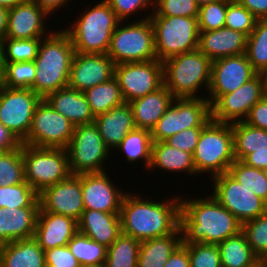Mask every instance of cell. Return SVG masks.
Returning a JSON list of instances; mask_svg holds the SVG:
<instances>
[{
	"instance_id": "cell-41",
	"label": "cell",
	"mask_w": 267,
	"mask_h": 267,
	"mask_svg": "<svg viewBox=\"0 0 267 267\" xmlns=\"http://www.w3.org/2000/svg\"><path fill=\"white\" fill-rule=\"evenodd\" d=\"M40 207L38 193L27 181L0 187V208Z\"/></svg>"
},
{
	"instance_id": "cell-31",
	"label": "cell",
	"mask_w": 267,
	"mask_h": 267,
	"mask_svg": "<svg viewBox=\"0 0 267 267\" xmlns=\"http://www.w3.org/2000/svg\"><path fill=\"white\" fill-rule=\"evenodd\" d=\"M154 167V168H153ZM157 169L172 172H187L196 176V168L193 161V154L171 147L165 141L153 142L151 163L149 169Z\"/></svg>"
},
{
	"instance_id": "cell-18",
	"label": "cell",
	"mask_w": 267,
	"mask_h": 267,
	"mask_svg": "<svg viewBox=\"0 0 267 267\" xmlns=\"http://www.w3.org/2000/svg\"><path fill=\"white\" fill-rule=\"evenodd\" d=\"M43 211L70 216L77 221L84 210L82 194V174H71L38 194Z\"/></svg>"
},
{
	"instance_id": "cell-38",
	"label": "cell",
	"mask_w": 267,
	"mask_h": 267,
	"mask_svg": "<svg viewBox=\"0 0 267 267\" xmlns=\"http://www.w3.org/2000/svg\"><path fill=\"white\" fill-rule=\"evenodd\" d=\"M246 56L257 73L267 75V19H257L247 39Z\"/></svg>"
},
{
	"instance_id": "cell-49",
	"label": "cell",
	"mask_w": 267,
	"mask_h": 267,
	"mask_svg": "<svg viewBox=\"0 0 267 267\" xmlns=\"http://www.w3.org/2000/svg\"><path fill=\"white\" fill-rule=\"evenodd\" d=\"M203 128H191L170 136L165 140L171 147L194 154Z\"/></svg>"
},
{
	"instance_id": "cell-25",
	"label": "cell",
	"mask_w": 267,
	"mask_h": 267,
	"mask_svg": "<svg viewBox=\"0 0 267 267\" xmlns=\"http://www.w3.org/2000/svg\"><path fill=\"white\" fill-rule=\"evenodd\" d=\"M78 232L108 248L122 234L119 213L84 209L78 220Z\"/></svg>"
},
{
	"instance_id": "cell-52",
	"label": "cell",
	"mask_w": 267,
	"mask_h": 267,
	"mask_svg": "<svg viewBox=\"0 0 267 267\" xmlns=\"http://www.w3.org/2000/svg\"><path fill=\"white\" fill-rule=\"evenodd\" d=\"M244 122L267 131V94L251 108Z\"/></svg>"
},
{
	"instance_id": "cell-62",
	"label": "cell",
	"mask_w": 267,
	"mask_h": 267,
	"mask_svg": "<svg viewBox=\"0 0 267 267\" xmlns=\"http://www.w3.org/2000/svg\"><path fill=\"white\" fill-rule=\"evenodd\" d=\"M260 264H261L263 267H267V253H266V255L260 260Z\"/></svg>"
},
{
	"instance_id": "cell-37",
	"label": "cell",
	"mask_w": 267,
	"mask_h": 267,
	"mask_svg": "<svg viewBox=\"0 0 267 267\" xmlns=\"http://www.w3.org/2000/svg\"><path fill=\"white\" fill-rule=\"evenodd\" d=\"M140 241L121 234L117 240L107 248L106 267H137Z\"/></svg>"
},
{
	"instance_id": "cell-23",
	"label": "cell",
	"mask_w": 267,
	"mask_h": 267,
	"mask_svg": "<svg viewBox=\"0 0 267 267\" xmlns=\"http://www.w3.org/2000/svg\"><path fill=\"white\" fill-rule=\"evenodd\" d=\"M248 36L226 27L199 31L198 49L211 61L246 53Z\"/></svg>"
},
{
	"instance_id": "cell-39",
	"label": "cell",
	"mask_w": 267,
	"mask_h": 267,
	"mask_svg": "<svg viewBox=\"0 0 267 267\" xmlns=\"http://www.w3.org/2000/svg\"><path fill=\"white\" fill-rule=\"evenodd\" d=\"M228 173L267 203V178L262 169L250 167L240 160H235L228 169Z\"/></svg>"
},
{
	"instance_id": "cell-32",
	"label": "cell",
	"mask_w": 267,
	"mask_h": 267,
	"mask_svg": "<svg viewBox=\"0 0 267 267\" xmlns=\"http://www.w3.org/2000/svg\"><path fill=\"white\" fill-rule=\"evenodd\" d=\"M222 267H257L260 259L247 243L245 234L240 231L217 244Z\"/></svg>"
},
{
	"instance_id": "cell-55",
	"label": "cell",
	"mask_w": 267,
	"mask_h": 267,
	"mask_svg": "<svg viewBox=\"0 0 267 267\" xmlns=\"http://www.w3.org/2000/svg\"><path fill=\"white\" fill-rule=\"evenodd\" d=\"M246 165L250 167H255L257 169L267 168V147L262 149H257L252 153H249L243 160Z\"/></svg>"
},
{
	"instance_id": "cell-48",
	"label": "cell",
	"mask_w": 267,
	"mask_h": 267,
	"mask_svg": "<svg viewBox=\"0 0 267 267\" xmlns=\"http://www.w3.org/2000/svg\"><path fill=\"white\" fill-rule=\"evenodd\" d=\"M190 267H222L217 244H187Z\"/></svg>"
},
{
	"instance_id": "cell-9",
	"label": "cell",
	"mask_w": 267,
	"mask_h": 267,
	"mask_svg": "<svg viewBox=\"0 0 267 267\" xmlns=\"http://www.w3.org/2000/svg\"><path fill=\"white\" fill-rule=\"evenodd\" d=\"M25 181L39 194L67 179L72 173L67 150L22 144Z\"/></svg>"
},
{
	"instance_id": "cell-51",
	"label": "cell",
	"mask_w": 267,
	"mask_h": 267,
	"mask_svg": "<svg viewBox=\"0 0 267 267\" xmlns=\"http://www.w3.org/2000/svg\"><path fill=\"white\" fill-rule=\"evenodd\" d=\"M45 264L51 267H80L67 245L45 251Z\"/></svg>"
},
{
	"instance_id": "cell-8",
	"label": "cell",
	"mask_w": 267,
	"mask_h": 267,
	"mask_svg": "<svg viewBox=\"0 0 267 267\" xmlns=\"http://www.w3.org/2000/svg\"><path fill=\"white\" fill-rule=\"evenodd\" d=\"M155 40L157 60L198 49L199 29L197 17L150 16Z\"/></svg>"
},
{
	"instance_id": "cell-65",
	"label": "cell",
	"mask_w": 267,
	"mask_h": 267,
	"mask_svg": "<svg viewBox=\"0 0 267 267\" xmlns=\"http://www.w3.org/2000/svg\"><path fill=\"white\" fill-rule=\"evenodd\" d=\"M263 171H264V173H265V176H266V178H267V168H266V169H264Z\"/></svg>"
},
{
	"instance_id": "cell-6",
	"label": "cell",
	"mask_w": 267,
	"mask_h": 267,
	"mask_svg": "<svg viewBox=\"0 0 267 267\" xmlns=\"http://www.w3.org/2000/svg\"><path fill=\"white\" fill-rule=\"evenodd\" d=\"M231 123L210 121L201 131L193 161L196 175L214 176L227 173L235 161Z\"/></svg>"
},
{
	"instance_id": "cell-53",
	"label": "cell",
	"mask_w": 267,
	"mask_h": 267,
	"mask_svg": "<svg viewBox=\"0 0 267 267\" xmlns=\"http://www.w3.org/2000/svg\"><path fill=\"white\" fill-rule=\"evenodd\" d=\"M164 267H190L187 244L182 242L171 254Z\"/></svg>"
},
{
	"instance_id": "cell-64",
	"label": "cell",
	"mask_w": 267,
	"mask_h": 267,
	"mask_svg": "<svg viewBox=\"0 0 267 267\" xmlns=\"http://www.w3.org/2000/svg\"><path fill=\"white\" fill-rule=\"evenodd\" d=\"M80 267H106L105 265H100V266H80Z\"/></svg>"
},
{
	"instance_id": "cell-3",
	"label": "cell",
	"mask_w": 267,
	"mask_h": 267,
	"mask_svg": "<svg viewBox=\"0 0 267 267\" xmlns=\"http://www.w3.org/2000/svg\"><path fill=\"white\" fill-rule=\"evenodd\" d=\"M74 46L64 31L49 32L42 38L35 63V80L31 89L41 98L68 86Z\"/></svg>"
},
{
	"instance_id": "cell-61",
	"label": "cell",
	"mask_w": 267,
	"mask_h": 267,
	"mask_svg": "<svg viewBox=\"0 0 267 267\" xmlns=\"http://www.w3.org/2000/svg\"><path fill=\"white\" fill-rule=\"evenodd\" d=\"M2 69H3V65H2V49H1V45H0V82L2 81Z\"/></svg>"
},
{
	"instance_id": "cell-10",
	"label": "cell",
	"mask_w": 267,
	"mask_h": 267,
	"mask_svg": "<svg viewBox=\"0 0 267 267\" xmlns=\"http://www.w3.org/2000/svg\"><path fill=\"white\" fill-rule=\"evenodd\" d=\"M211 121L209 101L204 97L175 98L151 131L153 142L191 128H204Z\"/></svg>"
},
{
	"instance_id": "cell-34",
	"label": "cell",
	"mask_w": 267,
	"mask_h": 267,
	"mask_svg": "<svg viewBox=\"0 0 267 267\" xmlns=\"http://www.w3.org/2000/svg\"><path fill=\"white\" fill-rule=\"evenodd\" d=\"M92 114L98 116L125 103L117 80L98 84L84 92Z\"/></svg>"
},
{
	"instance_id": "cell-27",
	"label": "cell",
	"mask_w": 267,
	"mask_h": 267,
	"mask_svg": "<svg viewBox=\"0 0 267 267\" xmlns=\"http://www.w3.org/2000/svg\"><path fill=\"white\" fill-rule=\"evenodd\" d=\"M45 100L75 126L94 123L95 117L84 92L67 86L49 94Z\"/></svg>"
},
{
	"instance_id": "cell-46",
	"label": "cell",
	"mask_w": 267,
	"mask_h": 267,
	"mask_svg": "<svg viewBox=\"0 0 267 267\" xmlns=\"http://www.w3.org/2000/svg\"><path fill=\"white\" fill-rule=\"evenodd\" d=\"M227 0H219L199 7V31H212L225 26Z\"/></svg>"
},
{
	"instance_id": "cell-29",
	"label": "cell",
	"mask_w": 267,
	"mask_h": 267,
	"mask_svg": "<svg viewBox=\"0 0 267 267\" xmlns=\"http://www.w3.org/2000/svg\"><path fill=\"white\" fill-rule=\"evenodd\" d=\"M45 251L34 239L0 245V267H44Z\"/></svg>"
},
{
	"instance_id": "cell-16",
	"label": "cell",
	"mask_w": 267,
	"mask_h": 267,
	"mask_svg": "<svg viewBox=\"0 0 267 267\" xmlns=\"http://www.w3.org/2000/svg\"><path fill=\"white\" fill-rule=\"evenodd\" d=\"M41 100L32 89L3 87L0 122L22 142L28 135L34 110Z\"/></svg>"
},
{
	"instance_id": "cell-60",
	"label": "cell",
	"mask_w": 267,
	"mask_h": 267,
	"mask_svg": "<svg viewBox=\"0 0 267 267\" xmlns=\"http://www.w3.org/2000/svg\"><path fill=\"white\" fill-rule=\"evenodd\" d=\"M197 5L200 7L202 5H205V4H209V3H212V2H216V1H219V0H195Z\"/></svg>"
},
{
	"instance_id": "cell-50",
	"label": "cell",
	"mask_w": 267,
	"mask_h": 267,
	"mask_svg": "<svg viewBox=\"0 0 267 267\" xmlns=\"http://www.w3.org/2000/svg\"><path fill=\"white\" fill-rule=\"evenodd\" d=\"M120 21L154 4V0H105ZM152 3V4H151Z\"/></svg>"
},
{
	"instance_id": "cell-28",
	"label": "cell",
	"mask_w": 267,
	"mask_h": 267,
	"mask_svg": "<svg viewBox=\"0 0 267 267\" xmlns=\"http://www.w3.org/2000/svg\"><path fill=\"white\" fill-rule=\"evenodd\" d=\"M174 99L163 85L158 90L129 102L136 128L152 131Z\"/></svg>"
},
{
	"instance_id": "cell-57",
	"label": "cell",
	"mask_w": 267,
	"mask_h": 267,
	"mask_svg": "<svg viewBox=\"0 0 267 267\" xmlns=\"http://www.w3.org/2000/svg\"><path fill=\"white\" fill-rule=\"evenodd\" d=\"M41 8H43L49 15L62 8L69 0H33ZM63 5V6H62Z\"/></svg>"
},
{
	"instance_id": "cell-56",
	"label": "cell",
	"mask_w": 267,
	"mask_h": 267,
	"mask_svg": "<svg viewBox=\"0 0 267 267\" xmlns=\"http://www.w3.org/2000/svg\"><path fill=\"white\" fill-rule=\"evenodd\" d=\"M257 19H267V0H237Z\"/></svg>"
},
{
	"instance_id": "cell-20",
	"label": "cell",
	"mask_w": 267,
	"mask_h": 267,
	"mask_svg": "<svg viewBox=\"0 0 267 267\" xmlns=\"http://www.w3.org/2000/svg\"><path fill=\"white\" fill-rule=\"evenodd\" d=\"M108 176L106 171L82 174L84 209L120 213L121 202L126 192L113 185Z\"/></svg>"
},
{
	"instance_id": "cell-63",
	"label": "cell",
	"mask_w": 267,
	"mask_h": 267,
	"mask_svg": "<svg viewBox=\"0 0 267 267\" xmlns=\"http://www.w3.org/2000/svg\"><path fill=\"white\" fill-rule=\"evenodd\" d=\"M3 85H2V82H0V97H1V94H2V89H3Z\"/></svg>"
},
{
	"instance_id": "cell-7",
	"label": "cell",
	"mask_w": 267,
	"mask_h": 267,
	"mask_svg": "<svg viewBox=\"0 0 267 267\" xmlns=\"http://www.w3.org/2000/svg\"><path fill=\"white\" fill-rule=\"evenodd\" d=\"M117 25L110 40L107 55L115 65L127 62H145L157 59L155 51L154 29L149 19Z\"/></svg>"
},
{
	"instance_id": "cell-19",
	"label": "cell",
	"mask_w": 267,
	"mask_h": 267,
	"mask_svg": "<svg viewBox=\"0 0 267 267\" xmlns=\"http://www.w3.org/2000/svg\"><path fill=\"white\" fill-rule=\"evenodd\" d=\"M114 61L107 54L78 53L72 58L68 87L85 92L114 77Z\"/></svg>"
},
{
	"instance_id": "cell-2",
	"label": "cell",
	"mask_w": 267,
	"mask_h": 267,
	"mask_svg": "<svg viewBox=\"0 0 267 267\" xmlns=\"http://www.w3.org/2000/svg\"><path fill=\"white\" fill-rule=\"evenodd\" d=\"M180 200L160 203L126 192L119 213L122 233L140 242L174 233L180 227Z\"/></svg>"
},
{
	"instance_id": "cell-33",
	"label": "cell",
	"mask_w": 267,
	"mask_h": 267,
	"mask_svg": "<svg viewBox=\"0 0 267 267\" xmlns=\"http://www.w3.org/2000/svg\"><path fill=\"white\" fill-rule=\"evenodd\" d=\"M234 156L242 161L249 153L267 147V131L252 127L244 121L231 123Z\"/></svg>"
},
{
	"instance_id": "cell-35",
	"label": "cell",
	"mask_w": 267,
	"mask_h": 267,
	"mask_svg": "<svg viewBox=\"0 0 267 267\" xmlns=\"http://www.w3.org/2000/svg\"><path fill=\"white\" fill-rule=\"evenodd\" d=\"M152 144L151 131L135 128L126 135L116 149L124 152L126 161L134 163L141 159L145 163L146 168L149 169Z\"/></svg>"
},
{
	"instance_id": "cell-5",
	"label": "cell",
	"mask_w": 267,
	"mask_h": 267,
	"mask_svg": "<svg viewBox=\"0 0 267 267\" xmlns=\"http://www.w3.org/2000/svg\"><path fill=\"white\" fill-rule=\"evenodd\" d=\"M100 2L84 12L69 29H63L75 52L107 54L113 31L120 20L105 0Z\"/></svg>"
},
{
	"instance_id": "cell-15",
	"label": "cell",
	"mask_w": 267,
	"mask_h": 267,
	"mask_svg": "<svg viewBox=\"0 0 267 267\" xmlns=\"http://www.w3.org/2000/svg\"><path fill=\"white\" fill-rule=\"evenodd\" d=\"M213 197L242 224L267 211V203L238 183L228 172L213 178Z\"/></svg>"
},
{
	"instance_id": "cell-40",
	"label": "cell",
	"mask_w": 267,
	"mask_h": 267,
	"mask_svg": "<svg viewBox=\"0 0 267 267\" xmlns=\"http://www.w3.org/2000/svg\"><path fill=\"white\" fill-rule=\"evenodd\" d=\"M2 65L4 87L31 89L36 72L34 61L2 62Z\"/></svg>"
},
{
	"instance_id": "cell-14",
	"label": "cell",
	"mask_w": 267,
	"mask_h": 267,
	"mask_svg": "<svg viewBox=\"0 0 267 267\" xmlns=\"http://www.w3.org/2000/svg\"><path fill=\"white\" fill-rule=\"evenodd\" d=\"M114 78L119 84L125 103H129L164 85L163 64L157 59L117 64Z\"/></svg>"
},
{
	"instance_id": "cell-59",
	"label": "cell",
	"mask_w": 267,
	"mask_h": 267,
	"mask_svg": "<svg viewBox=\"0 0 267 267\" xmlns=\"http://www.w3.org/2000/svg\"><path fill=\"white\" fill-rule=\"evenodd\" d=\"M25 0H0V6L11 9Z\"/></svg>"
},
{
	"instance_id": "cell-24",
	"label": "cell",
	"mask_w": 267,
	"mask_h": 267,
	"mask_svg": "<svg viewBox=\"0 0 267 267\" xmlns=\"http://www.w3.org/2000/svg\"><path fill=\"white\" fill-rule=\"evenodd\" d=\"M39 208H0V245L34 238Z\"/></svg>"
},
{
	"instance_id": "cell-17",
	"label": "cell",
	"mask_w": 267,
	"mask_h": 267,
	"mask_svg": "<svg viewBox=\"0 0 267 267\" xmlns=\"http://www.w3.org/2000/svg\"><path fill=\"white\" fill-rule=\"evenodd\" d=\"M256 74L246 53L212 61L208 91L210 98L206 97L210 106L221 95L234 92Z\"/></svg>"
},
{
	"instance_id": "cell-44",
	"label": "cell",
	"mask_w": 267,
	"mask_h": 267,
	"mask_svg": "<svg viewBox=\"0 0 267 267\" xmlns=\"http://www.w3.org/2000/svg\"><path fill=\"white\" fill-rule=\"evenodd\" d=\"M253 253L261 260L267 253V211L242 224L241 230Z\"/></svg>"
},
{
	"instance_id": "cell-43",
	"label": "cell",
	"mask_w": 267,
	"mask_h": 267,
	"mask_svg": "<svg viewBox=\"0 0 267 267\" xmlns=\"http://www.w3.org/2000/svg\"><path fill=\"white\" fill-rule=\"evenodd\" d=\"M25 181L22 145L0 154V187L12 186Z\"/></svg>"
},
{
	"instance_id": "cell-1",
	"label": "cell",
	"mask_w": 267,
	"mask_h": 267,
	"mask_svg": "<svg viewBox=\"0 0 267 267\" xmlns=\"http://www.w3.org/2000/svg\"><path fill=\"white\" fill-rule=\"evenodd\" d=\"M196 198L180 200V227L184 244H218L242 230V223L213 195Z\"/></svg>"
},
{
	"instance_id": "cell-22",
	"label": "cell",
	"mask_w": 267,
	"mask_h": 267,
	"mask_svg": "<svg viewBox=\"0 0 267 267\" xmlns=\"http://www.w3.org/2000/svg\"><path fill=\"white\" fill-rule=\"evenodd\" d=\"M77 232L78 221L76 219L39 208L34 239L44 251L68 245Z\"/></svg>"
},
{
	"instance_id": "cell-11",
	"label": "cell",
	"mask_w": 267,
	"mask_h": 267,
	"mask_svg": "<svg viewBox=\"0 0 267 267\" xmlns=\"http://www.w3.org/2000/svg\"><path fill=\"white\" fill-rule=\"evenodd\" d=\"M72 174L105 172L102 166L111 151L94 123L77 125L66 148Z\"/></svg>"
},
{
	"instance_id": "cell-4",
	"label": "cell",
	"mask_w": 267,
	"mask_h": 267,
	"mask_svg": "<svg viewBox=\"0 0 267 267\" xmlns=\"http://www.w3.org/2000/svg\"><path fill=\"white\" fill-rule=\"evenodd\" d=\"M164 86L174 98H198L203 85L209 90L212 61L199 49L162 62Z\"/></svg>"
},
{
	"instance_id": "cell-30",
	"label": "cell",
	"mask_w": 267,
	"mask_h": 267,
	"mask_svg": "<svg viewBox=\"0 0 267 267\" xmlns=\"http://www.w3.org/2000/svg\"><path fill=\"white\" fill-rule=\"evenodd\" d=\"M182 242L181 227L174 233L141 241L137 267H164Z\"/></svg>"
},
{
	"instance_id": "cell-26",
	"label": "cell",
	"mask_w": 267,
	"mask_h": 267,
	"mask_svg": "<svg viewBox=\"0 0 267 267\" xmlns=\"http://www.w3.org/2000/svg\"><path fill=\"white\" fill-rule=\"evenodd\" d=\"M94 124L110 150L116 148L126 135L136 128L129 103H124L111 108L106 113L95 116Z\"/></svg>"
},
{
	"instance_id": "cell-36",
	"label": "cell",
	"mask_w": 267,
	"mask_h": 267,
	"mask_svg": "<svg viewBox=\"0 0 267 267\" xmlns=\"http://www.w3.org/2000/svg\"><path fill=\"white\" fill-rule=\"evenodd\" d=\"M82 266L105 265L107 247L77 232L67 245Z\"/></svg>"
},
{
	"instance_id": "cell-47",
	"label": "cell",
	"mask_w": 267,
	"mask_h": 267,
	"mask_svg": "<svg viewBox=\"0 0 267 267\" xmlns=\"http://www.w3.org/2000/svg\"><path fill=\"white\" fill-rule=\"evenodd\" d=\"M152 8L151 16L198 17L199 11L195 0H154Z\"/></svg>"
},
{
	"instance_id": "cell-13",
	"label": "cell",
	"mask_w": 267,
	"mask_h": 267,
	"mask_svg": "<svg viewBox=\"0 0 267 267\" xmlns=\"http://www.w3.org/2000/svg\"><path fill=\"white\" fill-rule=\"evenodd\" d=\"M266 94L267 75L257 73L234 92L221 95L210 106L211 120L218 123L244 121L251 108Z\"/></svg>"
},
{
	"instance_id": "cell-12",
	"label": "cell",
	"mask_w": 267,
	"mask_h": 267,
	"mask_svg": "<svg viewBox=\"0 0 267 267\" xmlns=\"http://www.w3.org/2000/svg\"><path fill=\"white\" fill-rule=\"evenodd\" d=\"M74 128V124L42 99L34 110L28 135L22 144L66 149L72 139Z\"/></svg>"
},
{
	"instance_id": "cell-42",
	"label": "cell",
	"mask_w": 267,
	"mask_h": 267,
	"mask_svg": "<svg viewBox=\"0 0 267 267\" xmlns=\"http://www.w3.org/2000/svg\"><path fill=\"white\" fill-rule=\"evenodd\" d=\"M41 40L42 38H4L1 43L2 62L34 61L38 55Z\"/></svg>"
},
{
	"instance_id": "cell-21",
	"label": "cell",
	"mask_w": 267,
	"mask_h": 267,
	"mask_svg": "<svg viewBox=\"0 0 267 267\" xmlns=\"http://www.w3.org/2000/svg\"><path fill=\"white\" fill-rule=\"evenodd\" d=\"M47 16L49 14L33 0L19 3L9 9L5 38L34 39L48 36V31L44 25L46 22L44 17Z\"/></svg>"
},
{
	"instance_id": "cell-45",
	"label": "cell",
	"mask_w": 267,
	"mask_h": 267,
	"mask_svg": "<svg viewBox=\"0 0 267 267\" xmlns=\"http://www.w3.org/2000/svg\"><path fill=\"white\" fill-rule=\"evenodd\" d=\"M257 18L237 0H227L225 26L249 36L255 28Z\"/></svg>"
},
{
	"instance_id": "cell-58",
	"label": "cell",
	"mask_w": 267,
	"mask_h": 267,
	"mask_svg": "<svg viewBox=\"0 0 267 267\" xmlns=\"http://www.w3.org/2000/svg\"><path fill=\"white\" fill-rule=\"evenodd\" d=\"M9 9L0 6V45L6 36Z\"/></svg>"
},
{
	"instance_id": "cell-54",
	"label": "cell",
	"mask_w": 267,
	"mask_h": 267,
	"mask_svg": "<svg viewBox=\"0 0 267 267\" xmlns=\"http://www.w3.org/2000/svg\"><path fill=\"white\" fill-rule=\"evenodd\" d=\"M22 142L0 122V149L3 152L19 148Z\"/></svg>"
}]
</instances>
